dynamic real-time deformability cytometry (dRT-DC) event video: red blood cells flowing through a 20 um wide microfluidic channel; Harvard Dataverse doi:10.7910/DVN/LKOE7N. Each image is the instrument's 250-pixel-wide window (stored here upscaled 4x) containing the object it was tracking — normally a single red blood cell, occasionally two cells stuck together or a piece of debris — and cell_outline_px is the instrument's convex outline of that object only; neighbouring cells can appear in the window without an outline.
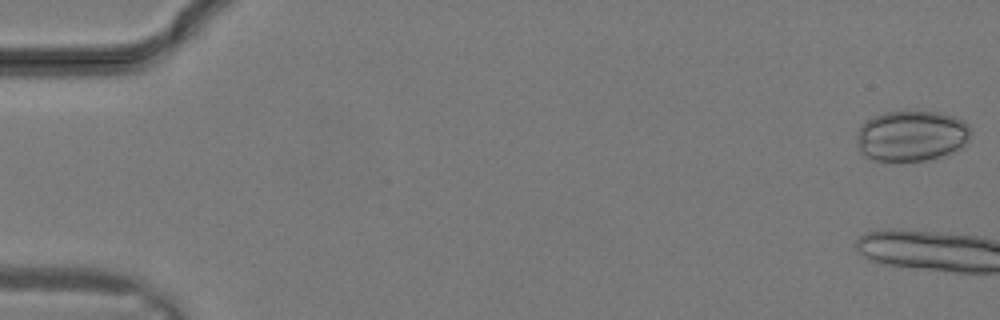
{"species": "common noctule bat (a hibernating species)", "species_latin": "Nyctalus noctula", "temperature_condition": "warm", "stored_images_in_passage": 11, "camera_frame_rate_fps": 3000, "um_per_image_px": 0.085, "animal": {"sex": "male", "body_mass_g": 19.2, "forearm_length_mm": 51.8}, "frame": {"image": 1, "passage_image": 1, "time_ms": 0.0, "image_size_px": [1000, 320], "cell_outline_px": [[972, 132], [968, 140], [960, 148], [952, 152], [940, 156], [924, 160], [872, 160], [864, 156], [856, 148], [856, 132], [860, 124], [872, 116], [884, 112], [936, 112], [952, 116], [964, 120], [968, 124]], "centroid_in_image_um": [77.42, 11.54], "position_along_channel_um": 7.6, "area_um2": 33.87}}